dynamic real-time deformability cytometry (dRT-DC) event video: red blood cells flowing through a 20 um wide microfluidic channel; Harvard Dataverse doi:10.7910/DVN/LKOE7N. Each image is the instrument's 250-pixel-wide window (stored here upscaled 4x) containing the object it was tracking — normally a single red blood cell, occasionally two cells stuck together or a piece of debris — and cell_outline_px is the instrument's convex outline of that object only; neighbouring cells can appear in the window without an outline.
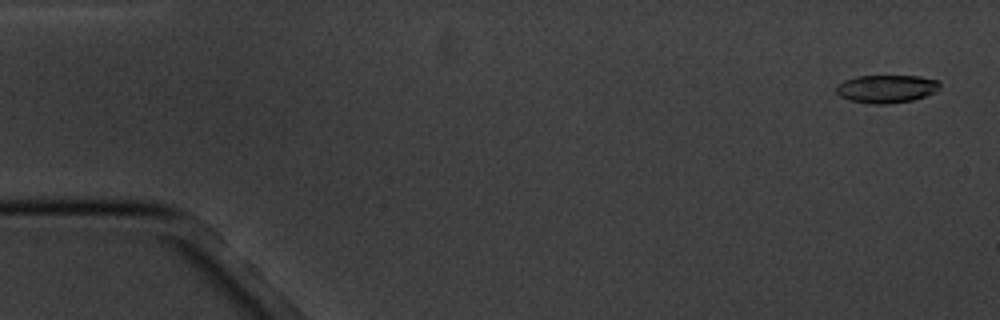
{"species": "common noctule bat (a hibernating species)", "species_latin": "Nyctalus noctula", "temperature_condition": "cold", "stored_images_in_passage": 5, "camera_frame_rate_fps": 3000, "um_per_image_px": 0.085, "animal": {"sex": "male", "body_mass_g": 20.1, "forearm_length_mm": 53.5}, "frame": {"image": 1, "passage_image": 1, "time_ms": 0.0, "image_size_px": [1000, 320], "cell_outline_px": [[940, 84], [936, 92], [912, 100], [888, 104], [872, 104], [848, 100], [840, 96], [836, 92], [836, 84], [844, 80], [856, 76], [920, 76], [940, 80]], "centroid_in_image_um": [75.33, 7.54], "position_along_channel_um": 9.7, "area_um2": 17.05}}
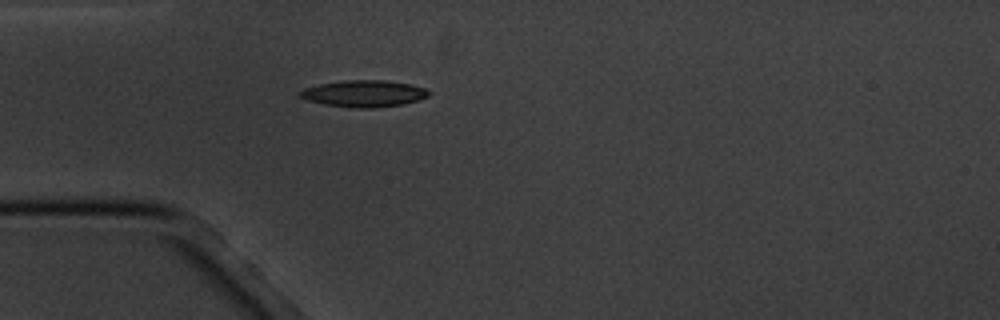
{"frame": {"image": 2, "passage_image": 5, "time_ms": 4.667, "image_size_px": [1000, 320], "cell_outline_px": [[432, 92], [428, 96], [416, 100], [400, 104], [372, 108], [356, 108], [328, 104], [308, 100], [300, 96], [296, 92], [304, 88], [320, 84], [344, 80], [388, 80], [412, 84], [424, 88]], "centroid_in_image_um": [30.94, 7.93], "position_along_channel_um": 54.1, "area_um2": 19.83}}